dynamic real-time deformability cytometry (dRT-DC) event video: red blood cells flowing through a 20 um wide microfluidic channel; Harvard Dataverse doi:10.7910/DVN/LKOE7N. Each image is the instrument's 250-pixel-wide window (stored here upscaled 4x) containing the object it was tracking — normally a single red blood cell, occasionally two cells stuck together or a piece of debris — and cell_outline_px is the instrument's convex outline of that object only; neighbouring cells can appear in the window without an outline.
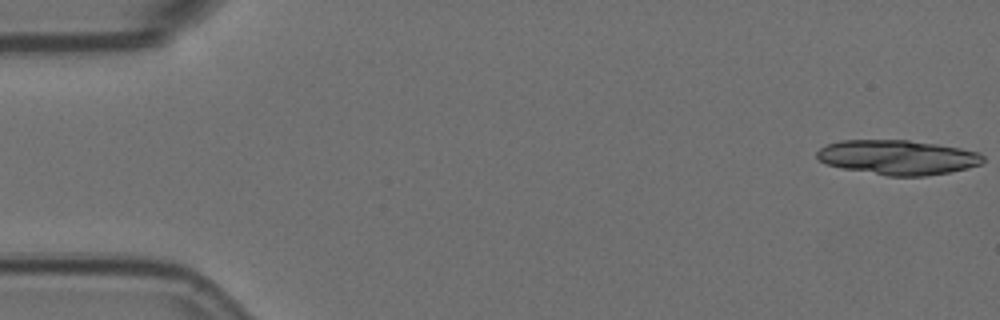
{"species": "Egyptian fruit bat (a non-hibernating species)", "species_latin": "Rousettus aegyptiacus", "temperature_condition": "room temperature", "stored_images_in_passage": 9, "camera_frame_rate_fps": 3000, "um_per_image_px": 0.085, "animal": {"sex": "female"}, "frame": {"image": 1, "passage_image": 1, "time_ms": 0.0, "image_size_px": [1000, 320], "cell_outline_px": [[984, 164], [968, 168], [948, 172], [924, 176], [888, 176], [844, 168], [828, 164], [820, 160], [816, 156], [816, 152], [820, 148], [828, 144], [840, 140], [908, 140], [936, 144], [960, 148], [980, 152], [984, 156]], "centroid_in_image_um": [76.35, 13.37], "position_along_channel_um": 8.6, "area_um2": 33.47}}
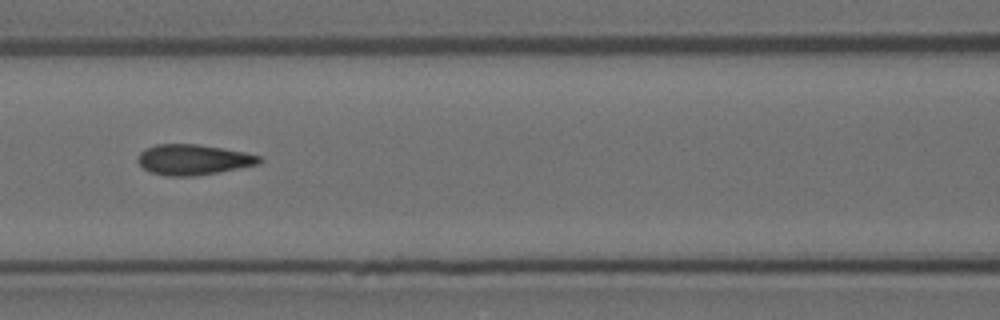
{"frame": {"image": 2, "passage_image": 7, "time_ms": 2.0, "image_size_px": [1000, 320], "cell_outline_px": [[264, 160], [260, 164], [216, 172], [192, 176], [168, 176], [148, 172], [136, 160], [140, 152], [144, 148], [156, 144], [200, 144], [244, 152], [260, 156]], "centroid_in_image_um": [16.4, 13.56], "position_along_channel_um": 150.2, "area_um2": 21.62}}
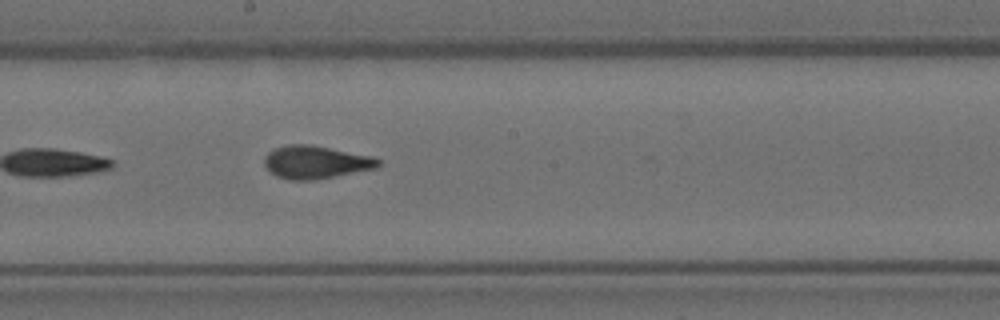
{"frame": {"image": 3, "passage_image": 9, "time_ms": 2.667, "image_size_px": [1000, 320], "cell_outline_px": [[380, 164], [376, 168], [312, 180], [292, 180], [276, 176], [264, 164], [264, 156], [268, 152], [276, 148], [288, 144], [308, 144], [372, 156], [380, 160]], "centroid_in_image_um": [26.82, 13.78], "position_along_channel_um": 221.4, "area_um2": 21.5}}